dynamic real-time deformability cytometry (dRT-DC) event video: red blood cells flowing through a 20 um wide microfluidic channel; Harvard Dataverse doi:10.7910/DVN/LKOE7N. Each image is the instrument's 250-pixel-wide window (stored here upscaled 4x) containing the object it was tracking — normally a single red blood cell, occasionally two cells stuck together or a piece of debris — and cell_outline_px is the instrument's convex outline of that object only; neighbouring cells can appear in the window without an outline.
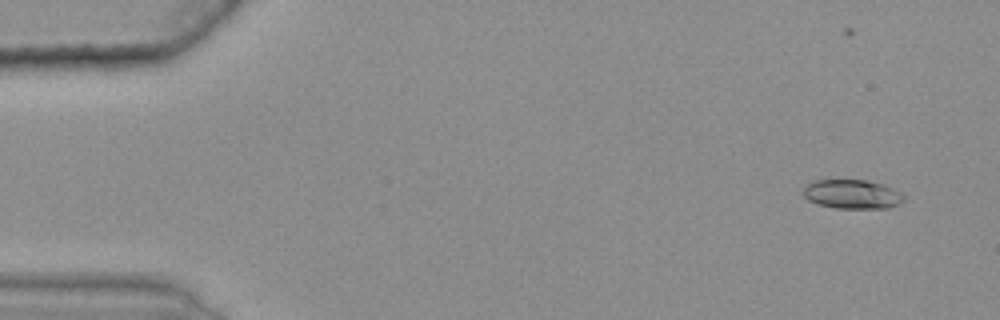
{"species": "common noctule bat (a hibernating species)", "species_latin": "Nyctalus noctula", "temperature_condition": "warm", "stored_images_in_passage": 49, "camera_frame_rate_fps": 3000, "um_per_image_px": 0.085, "animal": {"sex": "female", "body_mass_g": 25.1}, "frame": {"image": 1, "passage_image": 4, "time_ms": 1.0, "image_size_px": [1000, 320], "cell_outline_px": [[904, 200], [888, 208], [836, 208], [816, 204], [808, 200], [804, 196], [804, 188], [812, 180], [864, 180], [880, 184], [892, 188], [900, 192], [904, 196]], "centroid_in_image_um": [72.4, 16.51], "position_along_channel_um": 12.6, "area_um2": 16.88}}
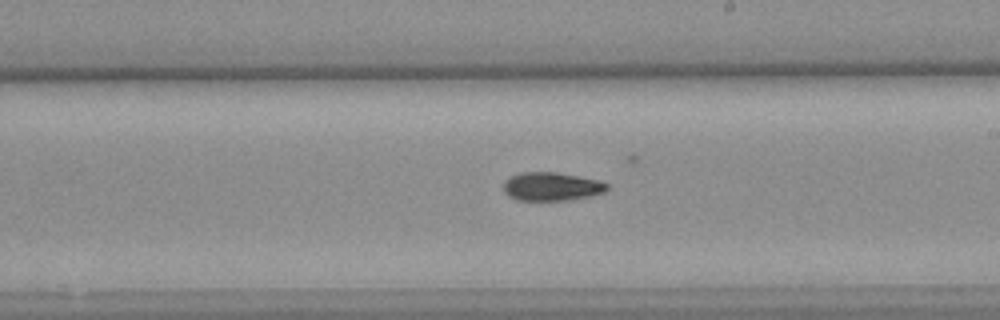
{"frame": {"image": 2, "passage_image": 33, "time_ms": 10.667, "image_size_px": [1000, 320], "cell_outline_px": [[608, 188], [604, 192], [588, 196], [568, 200], [516, 200], [508, 196], [504, 192], [504, 180], [520, 172], [556, 172], [596, 180], [608, 184]], "centroid_in_image_um": [46.83, 15.85], "position_along_channel_um": 242.2, "area_um2": 16.99}}
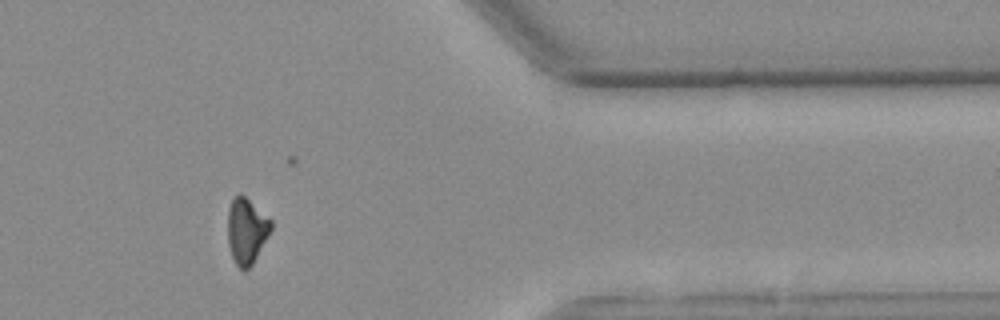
{"frame": {"image": 3, "passage_image": 47, "time_ms": 15.333, "image_size_px": [1000, 320], "cell_outline_px": [[272, 228], [252, 264], [248, 268], [240, 268], [236, 264], [232, 256], [228, 244], [228, 208], [232, 200], [240, 192], [272, 220]], "centroid_in_image_um": [20.95, 19.59], "position_along_channel_um": 390.5, "area_um2": 16.3}}